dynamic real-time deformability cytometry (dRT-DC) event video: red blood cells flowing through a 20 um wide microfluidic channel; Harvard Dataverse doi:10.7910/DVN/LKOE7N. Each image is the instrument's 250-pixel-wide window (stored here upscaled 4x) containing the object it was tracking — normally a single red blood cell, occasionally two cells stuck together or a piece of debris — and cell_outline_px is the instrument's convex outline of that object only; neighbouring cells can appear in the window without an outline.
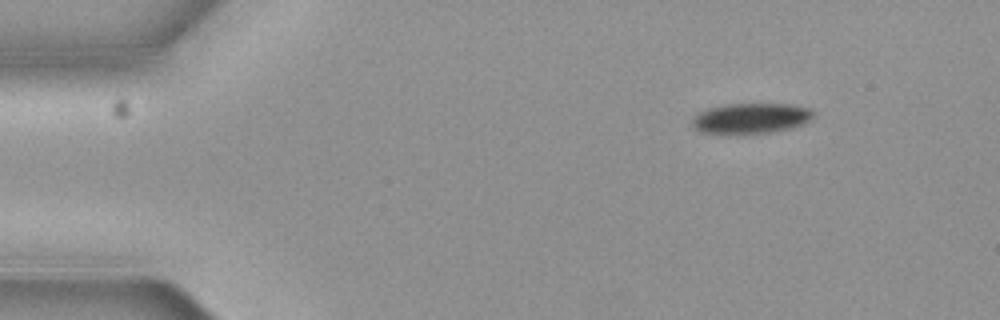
{"species": "common noctule bat (a hibernating species)", "species_latin": "Nyctalus noctula", "temperature_condition": "cold", "stored_images_in_passage": 6, "camera_frame_rate_fps": 3000, "um_per_image_px": 0.085, "animal": {"sex": "female", "body_mass_g": 19.3, "forearm_length_mm": 54.1}, "frame": {"image": 1, "passage_image": 1, "time_ms": 0.0, "image_size_px": [1000, 320], "cell_outline_px": [[812, 116], [804, 124], [788, 128], [768, 132], [700, 132], [692, 124], [692, 120], [700, 112], [708, 108], [728, 104], [792, 104], [812, 108]], "centroid_in_image_um": [63.86, 10.02], "position_along_channel_um": 21.1, "area_um2": 20.75}}
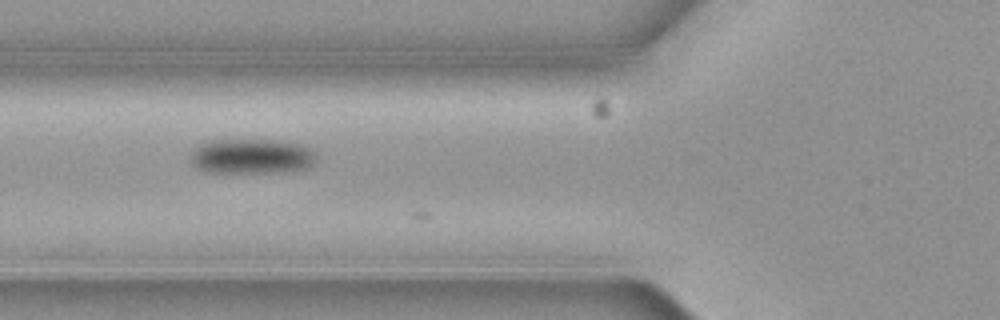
{"frame": {"image": 2, "passage_image": 5, "time_ms": 1.333, "image_size_px": [1000, 320], "cell_outline_px": [[316, 160], [308, 168], [284, 172], [204, 172], [196, 168], [192, 164], [192, 152], [200, 144], [216, 140], [280, 140], [304, 144], [312, 148], [316, 152]], "centroid_in_image_um": [21.46, 13.28], "position_along_channel_um": 104.3, "area_um2": 25.89}}